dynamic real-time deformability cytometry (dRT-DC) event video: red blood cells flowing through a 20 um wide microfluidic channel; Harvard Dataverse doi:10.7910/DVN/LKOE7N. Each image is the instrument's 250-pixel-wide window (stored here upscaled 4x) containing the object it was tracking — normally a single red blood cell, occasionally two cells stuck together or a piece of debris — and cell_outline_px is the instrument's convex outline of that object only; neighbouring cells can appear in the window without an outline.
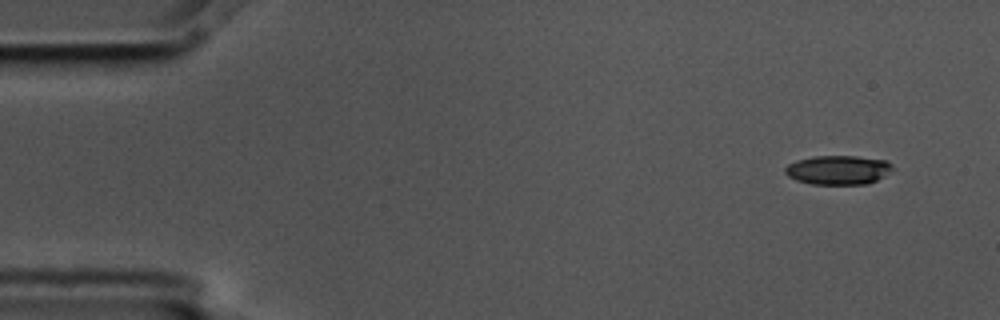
{"species": "common noctule bat (a hibernating species)", "species_latin": "Nyctalus noctula", "temperature_condition": "cold", "stored_images_in_passage": 5, "segment_of_instrument_passage": [2, 2], "camera_frame_rate_fps": 3000, "um_per_image_px": 0.085, "animal": {"sex": "male", "body_mass_g": 17.5, "forearm_length_mm": 52.3}, "frame": {"image": 1, "passage_image": 5, "time_ms": 1.333, "image_size_px": [1000, 320], "cell_outline_px": [[892, 168], [888, 172], [876, 180], [868, 184], [812, 184], [796, 180], [788, 176], [784, 172], [784, 168], [788, 164], [796, 160], [812, 156], [856, 156], [888, 160], [892, 164]], "centroid_in_image_um": [71.21, 14.43], "position_along_channel_um": 13.8, "area_um2": 18.26}}